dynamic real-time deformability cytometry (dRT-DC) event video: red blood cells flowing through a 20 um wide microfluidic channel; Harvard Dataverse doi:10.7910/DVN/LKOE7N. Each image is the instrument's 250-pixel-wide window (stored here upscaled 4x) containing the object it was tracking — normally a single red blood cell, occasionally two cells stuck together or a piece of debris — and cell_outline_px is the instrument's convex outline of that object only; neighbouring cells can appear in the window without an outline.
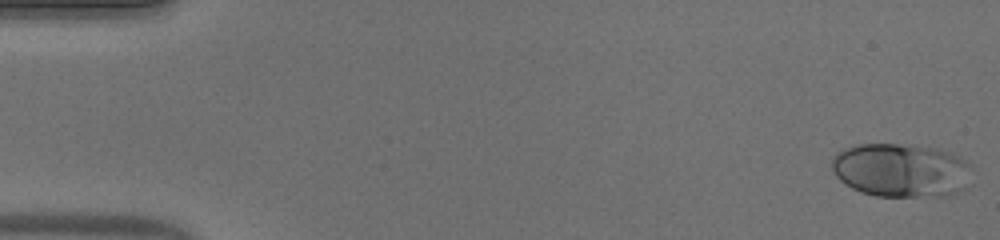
{"species": "human", "species_latin": "Homo sapiens", "temperature_condition": "warm", "stored_images_in_passage": 17, "camera_frame_rate_fps": 3000, "um_per_image_px": 0.085, "donor": {"sex": "male"}, "frame": {"image": 1, "passage_image": 1, "time_ms": 0.0, "image_size_px": [1000, 240], "cell_outline_px": [[972, 168], [964, 188], [956, 192], [944, 196], [876, 196], [860, 192], [852, 188], [840, 180], [836, 176], [832, 168], [832, 160], [836, 152], [844, 148], [860, 144], [896, 144], [936, 148], [952, 152], [968, 160]], "centroid_in_image_um": [76.59, 14.46], "position_along_channel_um": 8.4, "area_um2": 44.04}}
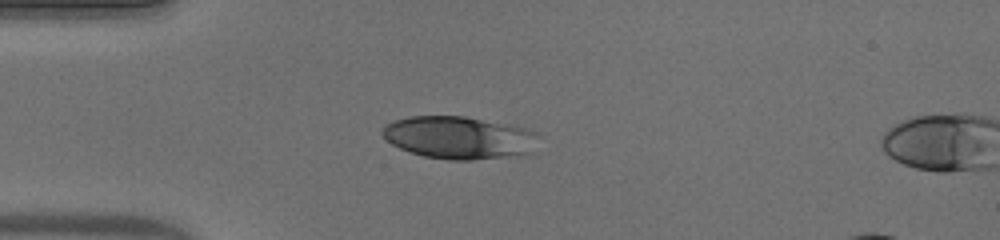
{"frame": {"image": 2, "passage_image": 14, "time_ms": 4.333, "image_size_px": [1000, 240], "cell_outline_px": [[536, 136], [532, 152], [472, 160], [452, 160], [424, 156], [400, 148], [392, 144], [380, 132], [384, 124], [408, 116], [464, 116], [524, 128], [536, 132]], "centroid_in_image_um": [38.93, 11.68], "position_along_channel_um": 46.1, "area_um2": 38.03}}